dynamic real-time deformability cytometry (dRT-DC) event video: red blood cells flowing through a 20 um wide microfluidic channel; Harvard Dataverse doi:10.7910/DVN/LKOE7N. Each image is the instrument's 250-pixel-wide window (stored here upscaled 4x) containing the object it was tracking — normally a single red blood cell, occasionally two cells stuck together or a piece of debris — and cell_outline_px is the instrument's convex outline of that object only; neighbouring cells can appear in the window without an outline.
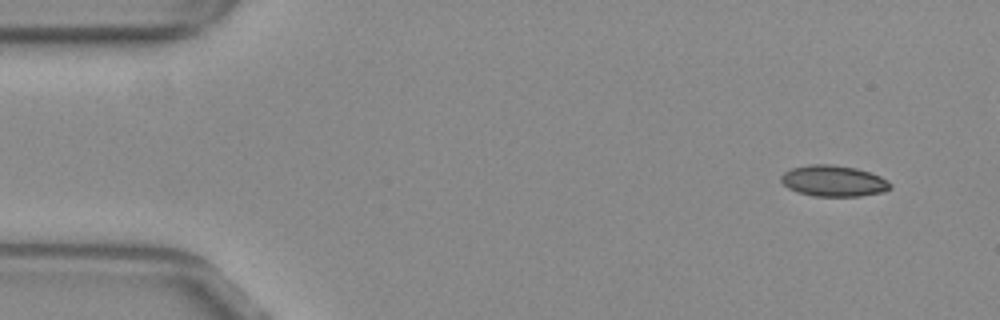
{"species": "common noctule bat (a hibernating species)", "species_latin": "Nyctalus noctula", "temperature_condition": "warm", "stored_images_in_passage": 46, "camera_frame_rate_fps": 3000, "um_per_image_px": 0.085, "animal": {"sex": "female", "body_mass_g": 29.2, "forearm_length_mm": 56.3}, "frame": {"image": 1, "passage_image": 1, "time_ms": 0.0, "image_size_px": [1000, 320], "cell_outline_px": [[892, 188], [884, 192], [860, 196], [812, 196], [788, 188], [780, 180], [780, 176], [784, 172], [792, 168], [808, 164], [828, 164], [856, 168], [880, 176], [888, 180], [892, 184]], "centroid_in_image_um": [70.87, 15.38], "position_along_channel_um": 14.1, "area_um2": 19.83}}
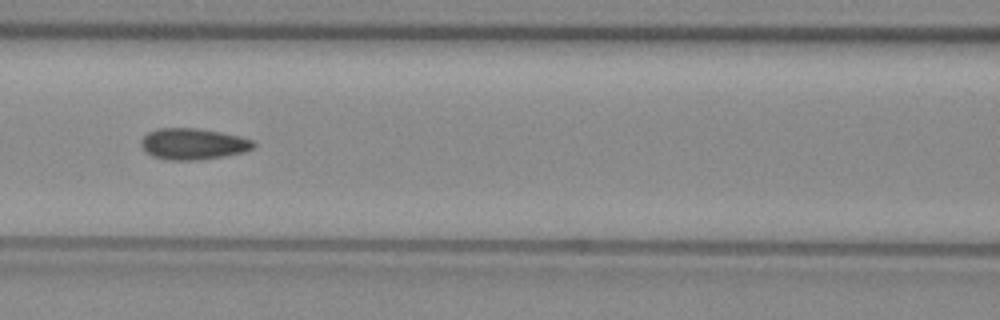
{"frame": {"image": 2, "passage_image": 20, "time_ms": 6.333, "image_size_px": [1000, 320], "cell_outline_px": [[256, 144], [252, 148], [244, 152], [224, 156], [200, 160], [168, 160], [152, 156], [140, 144], [140, 140], [148, 132], [156, 128], [196, 128], [220, 132], [240, 136], [252, 140]], "centroid_in_image_um": [16.41, 12.23], "position_along_channel_um": 150.2, "area_um2": 20.46}}
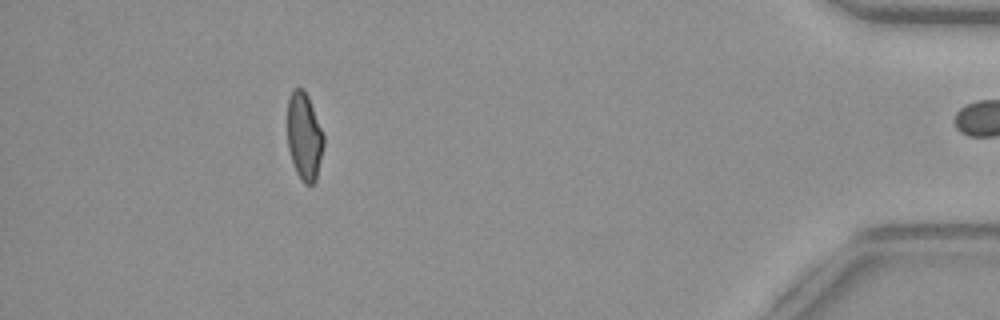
{"frame": {"image": 3, "passage_image": 45, "time_ms": 14.667, "image_size_px": [1000, 320], "cell_outline_px": [[324, 144], [316, 180], [312, 184], [304, 184], [296, 172], [288, 148], [288, 100], [292, 88], [304, 88], [308, 96], [324, 136]], "centroid_in_image_um": [25.86, 11.58], "position_along_channel_um": 409.3, "area_um2": 18.38}, "authors_computed_cell_mechanics": {"area_um2": 19.8543, "velocity_mm_per_s": 3.8681, "shape_relaxation_time_tau1_ms": null, "shape_relaxation_time_tau2_ms": 1.5253, "deformation_change_tau1": null, "deformation_change_tau2": 0.0855}}